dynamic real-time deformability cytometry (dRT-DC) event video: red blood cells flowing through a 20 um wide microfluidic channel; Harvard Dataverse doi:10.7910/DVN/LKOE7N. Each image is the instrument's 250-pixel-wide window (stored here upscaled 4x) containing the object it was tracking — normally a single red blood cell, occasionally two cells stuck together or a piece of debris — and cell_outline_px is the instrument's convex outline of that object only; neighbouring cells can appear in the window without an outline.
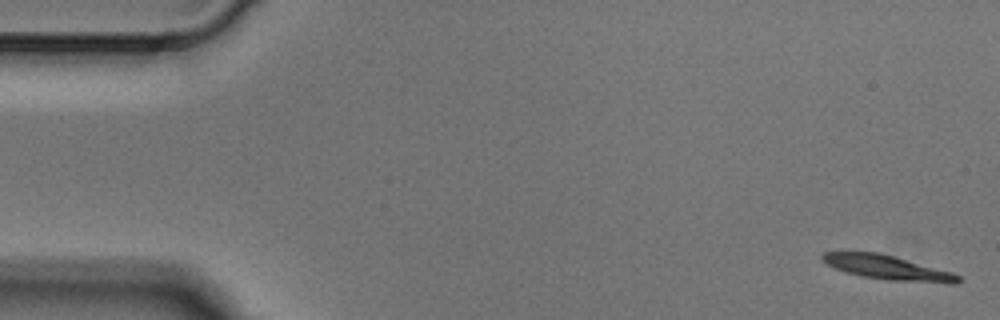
{"species": "Egyptian fruit bat (a non-hibernating species)", "species_latin": "Rousettus aegyptiacus", "temperature_condition": "cold", "stored_images_in_passage": 5, "camera_frame_rate_fps": 3000, "um_per_image_px": 0.085, "animal": {"sex": "male"}, "frame": {"image": 1, "passage_image": 1, "time_ms": 0.0, "image_size_px": [1000, 320], "cell_outline_px": [[960, 280], [956, 284], [948, 284], [888, 280], [860, 276], [836, 268], [828, 264], [820, 256], [824, 252], [876, 252], [892, 256], [952, 272], [960, 276]], "centroid_in_image_um": [75.49, 22.76], "position_along_channel_um": 9.5, "area_um2": 18.96}}
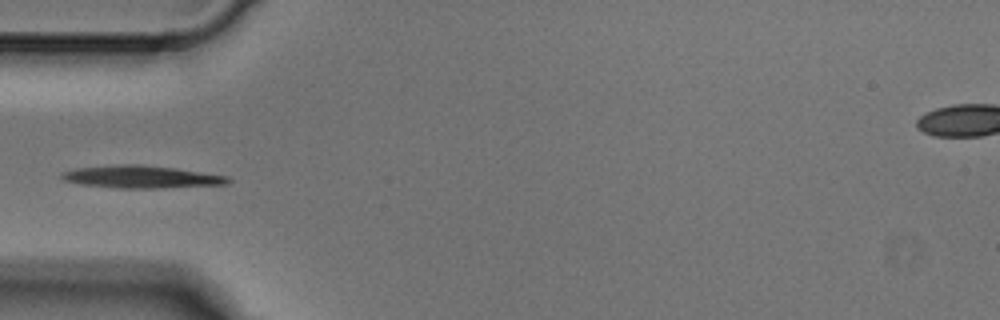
{"frame": {"image": 2, "passage_image": 4, "time_ms": 1.0, "image_size_px": [1000, 320], "cell_outline_px": [[232, 180], [228, 184], [156, 188], [116, 188], [80, 184], [64, 180], [60, 176], [60, 172], [76, 168], [120, 164], [140, 164], [176, 168], [228, 176]], "centroid_in_image_um": [12.0, 15.03], "position_along_channel_um": 73.0, "area_um2": 21.85}}
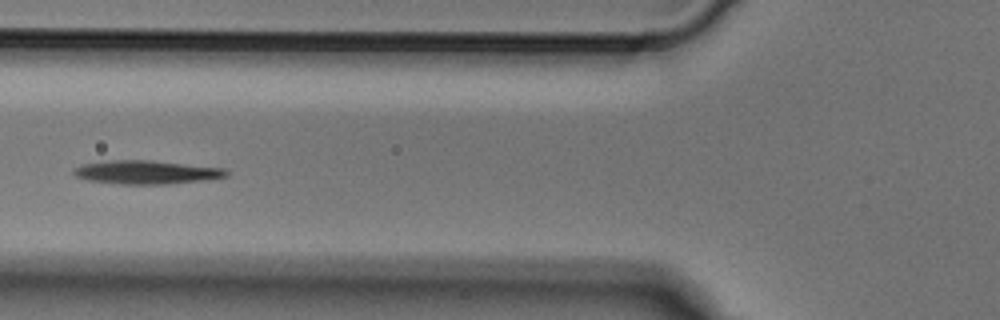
{"frame": {"image": 3, "passage_image": 5, "time_ms": 1.333, "image_size_px": [1000, 320], "cell_outline_px": [[228, 176], [212, 180], [168, 184], [120, 184], [88, 180], [76, 176], [72, 172], [72, 168], [80, 164], [108, 160], [152, 160], [224, 168], [228, 172]], "centroid_in_image_um": [12.46, 14.64], "position_along_channel_um": 113.3, "area_um2": 21.33}}